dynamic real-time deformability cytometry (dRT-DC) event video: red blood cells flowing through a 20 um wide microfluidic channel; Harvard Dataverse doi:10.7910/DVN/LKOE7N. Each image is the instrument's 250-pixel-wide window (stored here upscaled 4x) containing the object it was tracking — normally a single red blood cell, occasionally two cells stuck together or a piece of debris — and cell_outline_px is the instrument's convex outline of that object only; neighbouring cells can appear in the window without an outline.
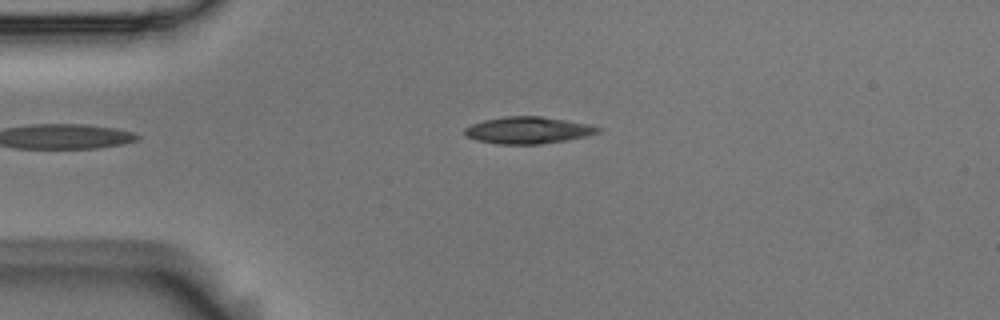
{"species": "Egyptian fruit bat (a non-hibernating species)", "species_latin": "Rousettus aegyptiacus", "temperature_condition": "room temperature", "stored_images_in_passage": 38, "camera_frame_rate_fps": 3000, "um_per_image_px": 0.085, "animal": {"sex": "male"}, "frame": {"image": 1, "passage_image": 1, "time_ms": 0.0, "image_size_px": [1000, 320], "cell_outline_px": [[604, 128], [600, 132], [588, 136], [540, 144], [496, 144], [476, 140], [464, 136], [464, 128], [472, 124], [484, 120], [504, 116], [540, 116], [588, 124]], "centroid_in_image_um": [44.87, 11.07], "position_along_channel_um": 40.1, "area_um2": 20.92}}
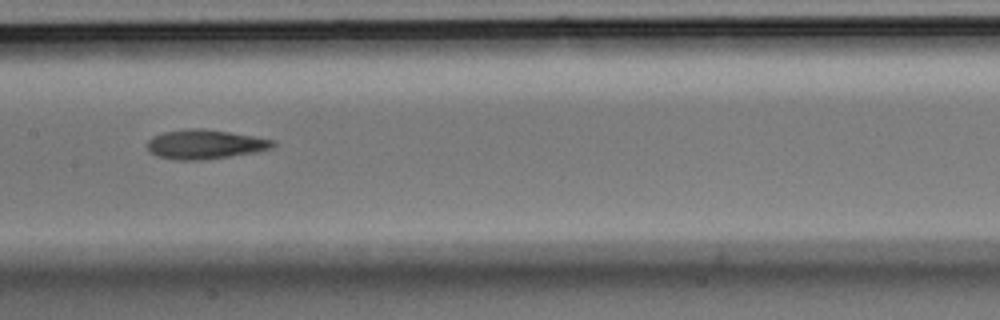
{"frame": {"image": 2, "passage_image": 15, "time_ms": 4.667, "image_size_px": [1000, 320], "cell_outline_px": [[276, 144], [272, 148], [256, 152], [204, 160], [176, 160], [156, 156], [148, 152], [148, 140], [152, 136], [164, 132], [188, 128], [204, 128], [276, 140]], "centroid_in_image_um": [17.41, 12.27], "position_along_channel_um": 190.0, "area_um2": 21.62}}
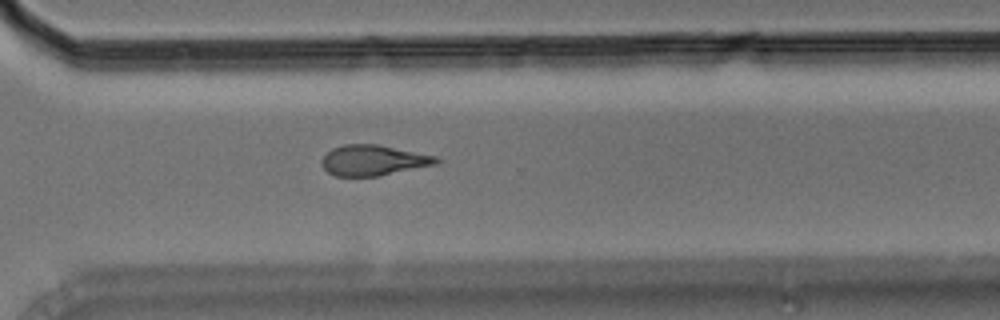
{"frame": {"image": 3, "passage_image": 27, "time_ms": 8.667, "image_size_px": [1000, 320], "cell_outline_px": [[440, 160], [436, 164], [376, 176], [336, 176], [328, 172], [324, 168], [320, 160], [332, 148], [344, 144], [376, 144], [436, 156]], "centroid_in_image_um": [31.69, 13.62], "position_along_channel_um": 338.9, "area_um2": 20.06}, "authors_computed_cell_mechanics": {"area_um2": 20.8947, "velocity_mm_per_s": 3.7346, "shape_relaxation_time_tau1_ms": null, "shape_relaxation_time_tau2_ms": 5.4206, "deformation_change_tau1": null, "deformation_change_tau2": 0.1416}}